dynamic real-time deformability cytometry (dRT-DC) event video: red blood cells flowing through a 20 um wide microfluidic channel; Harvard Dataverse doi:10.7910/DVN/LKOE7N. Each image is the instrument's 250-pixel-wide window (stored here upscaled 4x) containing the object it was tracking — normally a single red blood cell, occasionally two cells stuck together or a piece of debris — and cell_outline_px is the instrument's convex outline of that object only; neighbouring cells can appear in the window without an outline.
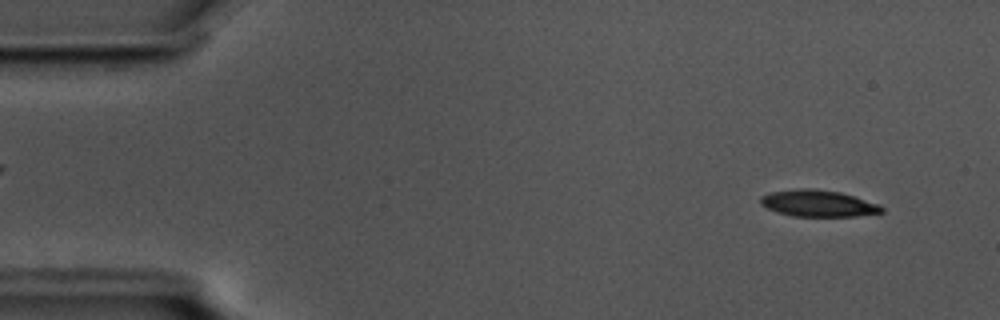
{"species": "common noctule bat (a hibernating species)", "species_latin": "Nyctalus noctula", "temperature_condition": "cold", "stored_images_in_passage": 55, "camera_frame_rate_fps": 3000, "um_per_image_px": 0.085, "animal": {"sex": "male", "body_mass_g": 17.5, "forearm_length_mm": 52.3}, "frame": {"image": 1, "passage_image": 4, "time_ms": 1.0, "image_size_px": [1000, 320], "cell_outline_px": [[884, 212], [856, 216], [792, 216], [776, 212], [760, 204], [760, 196], [772, 192], [800, 188], [816, 188], [840, 192], [880, 204], [884, 208]], "centroid_in_image_um": [69.55, 17.28], "position_along_channel_um": 15.4, "area_um2": 18.84}}
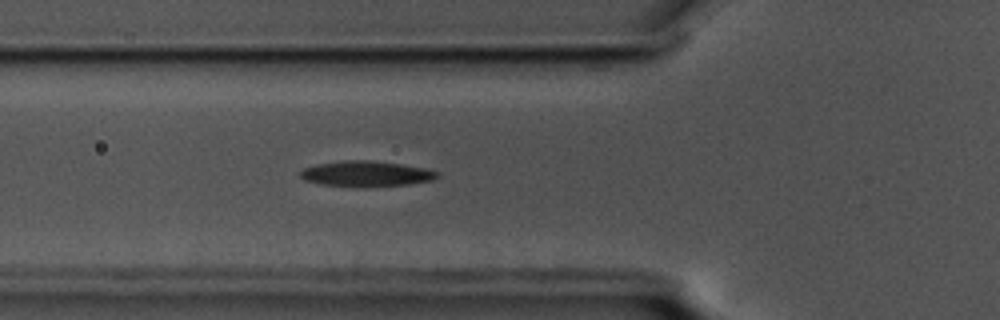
{"frame": {"image": 2, "passage_image": 19, "time_ms": 6.0, "image_size_px": [1000, 320], "cell_outline_px": [[440, 176], [432, 180], [408, 184], [356, 188], [324, 184], [304, 180], [300, 176], [300, 172], [304, 168], [316, 164], [344, 160], [368, 160], [400, 164], [424, 168], [440, 172]], "centroid_in_image_um": [31.12, 14.78], "position_along_channel_um": 94.7, "area_um2": 20.46}}
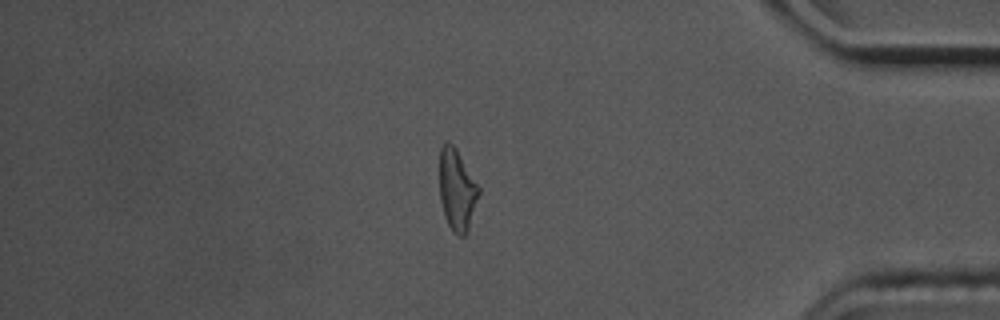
{"frame": {"image": 3, "passage_image": 47, "time_ms": 15.333, "image_size_px": [1000, 320], "cell_outline_px": [[480, 192], [468, 232], [464, 236], [460, 236], [452, 232], [444, 216], [440, 200], [440, 148], [448, 140], [456, 148], [480, 188]], "centroid_in_image_um": [38.85, 16.17], "position_along_channel_um": 396.4, "area_um2": 18.67}, "authors_computed_cell_mechanics": {"area_um2": 19.4208, "velocity_mm_per_s": 3.5849, "shape_relaxation_time_tau1_ms": 4.9537, "shape_relaxation_time_tau2_ms": null, "deformation_change_tau1": 0.1741, "deformation_change_tau2": null}}